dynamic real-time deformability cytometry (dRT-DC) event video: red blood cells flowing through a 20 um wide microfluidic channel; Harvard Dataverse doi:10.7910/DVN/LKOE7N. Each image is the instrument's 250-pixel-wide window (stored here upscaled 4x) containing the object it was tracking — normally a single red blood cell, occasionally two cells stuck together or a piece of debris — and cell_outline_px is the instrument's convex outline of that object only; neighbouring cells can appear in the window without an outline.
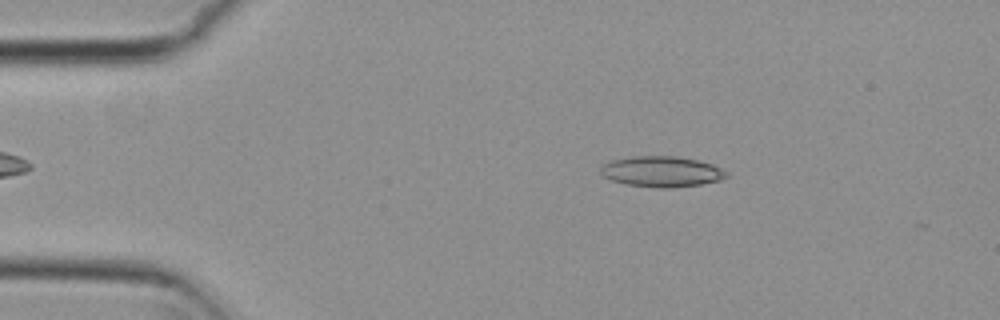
{"species": "common noctule bat (a hibernating species)", "species_latin": "Nyctalus noctula", "temperature_condition": "cold", "stored_images_in_passage": 8, "camera_frame_rate_fps": 3000, "um_per_image_px": 0.085, "animal": {"sex": "female", "body_mass_g": 29.2, "forearm_length_mm": 56.3}, "frame": {"image": 1, "passage_image": 2, "time_ms": 0.333, "image_size_px": [1000, 320], "cell_outline_px": [[728, 176], [720, 180], [700, 184], [668, 188], [660, 188], [628, 184], [612, 180], [604, 176], [600, 172], [600, 168], [604, 164], [612, 160], [632, 156], [676, 156], [696, 160], [712, 164], [728, 172]], "centroid_in_image_um": [56.25, 14.58], "position_along_channel_um": 28.8, "area_um2": 22.25}}
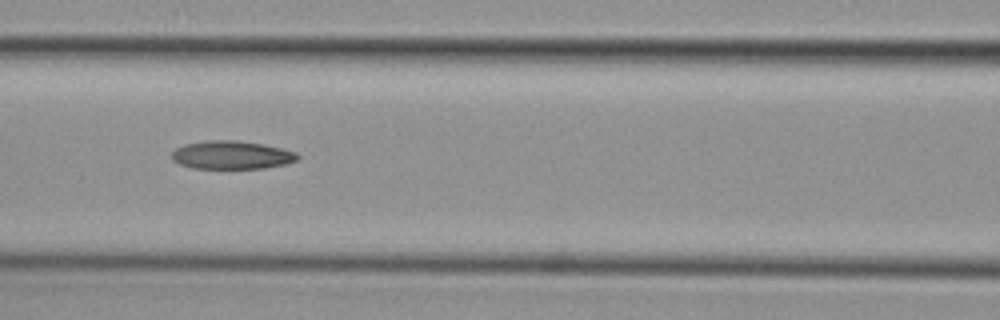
{"frame": {"image": 2, "passage_image": 6, "time_ms": 1.667, "image_size_px": [1000, 320], "cell_outline_px": [[300, 156], [296, 160], [288, 164], [264, 168], [192, 168], [180, 164], [172, 160], [172, 152], [176, 148], [184, 144], [204, 140], [236, 140], [264, 144], [296, 152]], "centroid_in_image_um": [19.69, 13.17], "position_along_channel_um": 146.9, "area_um2": 20.81}}
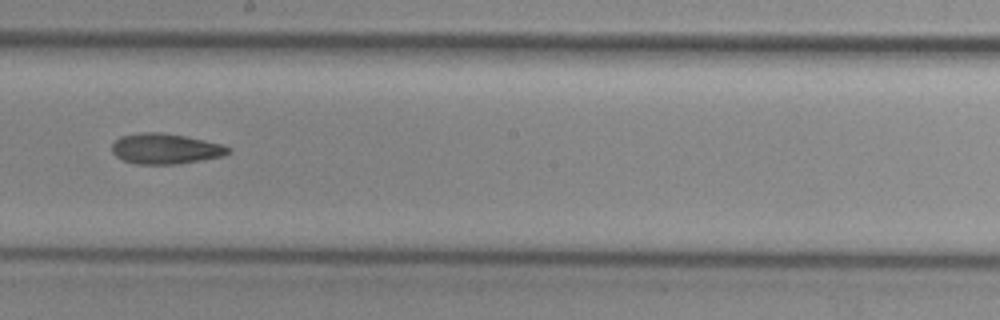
{"frame": {"image": 3, "passage_image": 8, "time_ms": 2.333, "image_size_px": [1000, 320], "cell_outline_px": [[232, 152], [224, 156], [176, 164], [136, 164], [124, 160], [116, 156], [112, 152], [112, 144], [120, 136], [140, 132], [160, 132], [184, 136], [204, 140], [220, 144], [232, 148]], "centroid_in_image_um": [14.07, 12.64], "position_along_channel_um": 234.1, "area_um2": 20.63}}